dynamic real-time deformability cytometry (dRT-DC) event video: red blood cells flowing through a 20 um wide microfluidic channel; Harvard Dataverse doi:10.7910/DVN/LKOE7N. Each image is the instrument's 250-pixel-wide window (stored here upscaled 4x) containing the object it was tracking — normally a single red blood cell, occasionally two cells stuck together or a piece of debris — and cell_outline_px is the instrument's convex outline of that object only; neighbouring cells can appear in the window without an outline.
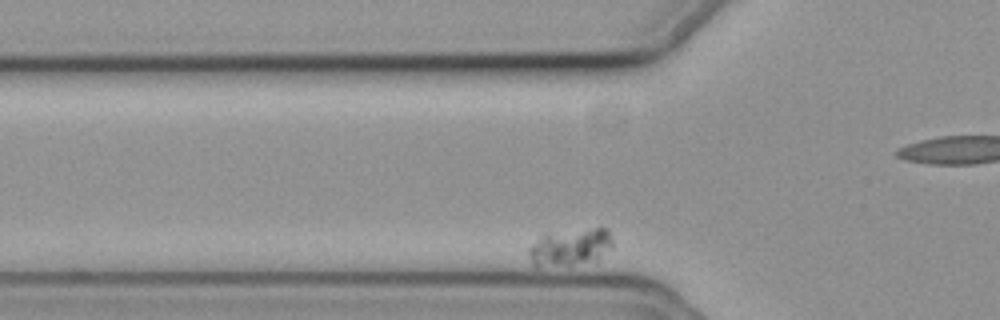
{"species": "common noctule bat (a hibernating species)", "species_latin": "Nyctalus noctula", "temperature_condition": "cold", "stored_images_in_passage": 41, "camera_frame_rate_fps": 3000, "um_per_image_px": 0.085, "animal": {"sex": "female", "body_mass_g": 19.3, "forearm_length_mm": 54.1}, "frame": {"image": 1, "passage_image": 3, "time_ms": 0.667, "image_size_px": [1000, 320], "cell_outline_px": [[612, 248], [596, 260], [572, 264], [536, 268], [532, 264], [528, 252], [528, 248], [544, 232], [596, 228], [608, 228], [612, 240]], "centroid_in_image_um": [48.43, 21.0], "position_along_channel_um": 77.4, "area_um2": 18.44}}
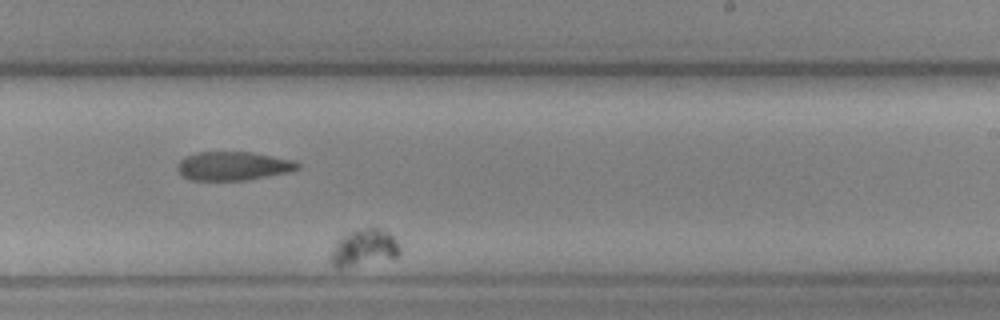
{"frame": {"image": 2, "passage_image": 23, "time_ms": 7.333, "image_size_px": [1000, 320], "cell_outline_px": [[400, 252], [396, 256], [340, 268], [336, 268], [328, 260], [328, 252], [336, 240], [340, 236], [348, 232], [364, 228], [380, 228], [388, 232], [396, 240], [400, 248]], "centroid_in_image_um": [30.83, 21.04], "position_along_channel_um": 258.2, "area_um2": 14.8}}
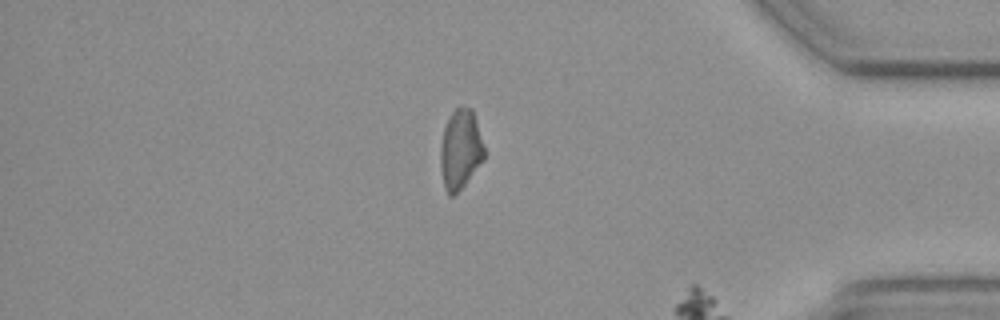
{"frame": {"image": 3, "passage_image": 36, "time_ms": 11.667, "image_size_px": [1000, 320], "cell_outline_px": [[484, 160], [464, 184], [452, 196], [448, 196], [444, 188], [440, 168], [440, 144], [444, 128], [452, 112], [460, 104], [472, 108], [484, 148]], "centroid_in_image_um": [39.11, 12.69], "position_along_channel_um": 396.1, "area_um2": 20.29}}